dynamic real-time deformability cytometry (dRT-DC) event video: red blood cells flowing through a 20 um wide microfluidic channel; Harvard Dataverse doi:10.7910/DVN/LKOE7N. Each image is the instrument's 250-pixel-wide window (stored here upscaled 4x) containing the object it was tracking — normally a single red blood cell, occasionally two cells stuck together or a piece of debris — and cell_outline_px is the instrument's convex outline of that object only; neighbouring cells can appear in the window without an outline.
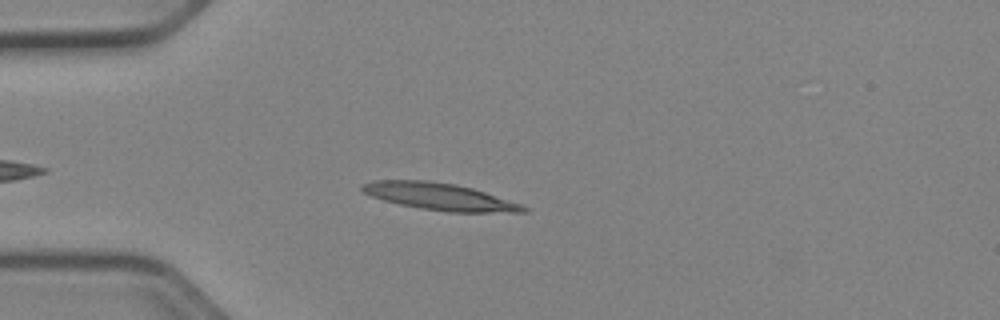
{"species": "Egyptian fruit bat (a non-hibernating species)", "species_latin": "Rousettus aegyptiacus", "temperature_condition": "cold", "stored_images_in_passage": 38, "camera_frame_rate_fps": 3000, "um_per_image_px": 0.085, "animal": {"sex": "female"}, "frame": {"image": 1, "passage_image": 4, "time_ms": 1.0, "image_size_px": [1000, 320], "cell_outline_px": [[528, 212], [448, 212], [420, 208], [400, 204], [384, 200], [372, 196], [364, 192], [360, 188], [360, 184], [372, 180], [428, 180], [456, 184], [472, 188], [520, 204], [528, 208]], "centroid_in_image_um": [37.32, 16.7], "position_along_channel_um": 47.7, "area_um2": 25.2}}
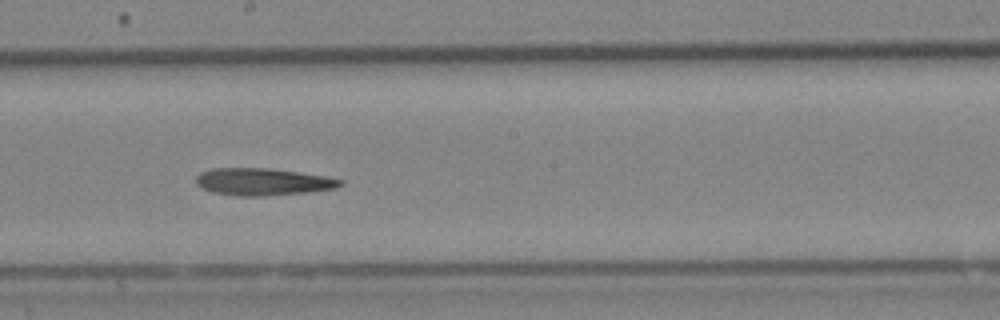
{"frame": {"image": 2, "passage_image": 19, "time_ms": 6.0, "image_size_px": [1000, 320], "cell_outline_px": [[344, 184], [332, 188], [308, 192], [264, 196], [236, 196], [212, 192], [196, 184], [196, 176], [200, 172], [212, 168], [268, 168], [324, 176], [344, 180]], "centroid_in_image_um": [22.3, 15.45], "position_along_channel_um": 225.9, "area_um2": 22.72}}
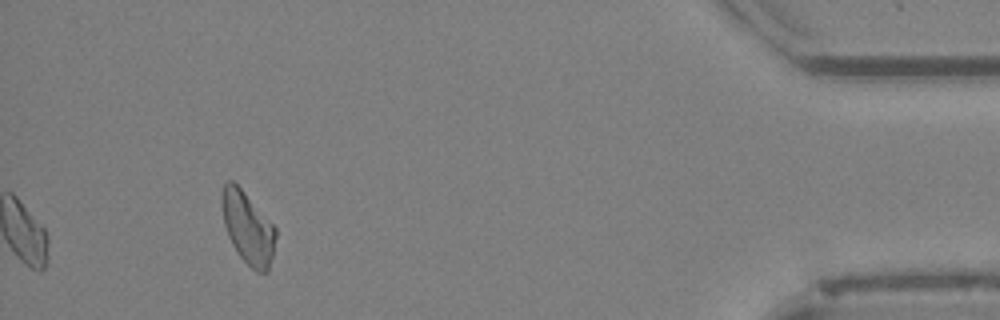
{"frame": {"image": 3, "passage_image": 38, "time_ms": 12.333, "image_size_px": [1000, 320], "cell_outline_px": [[276, 236], [272, 256], [268, 272], [256, 272], [240, 256], [232, 244], [228, 236], [224, 224], [220, 200], [220, 196], [224, 184], [228, 180], [232, 180], [244, 192], [276, 228]], "centroid_in_image_um": [21.04, 19.36], "position_along_channel_um": 414.2, "area_um2": 22.37}}